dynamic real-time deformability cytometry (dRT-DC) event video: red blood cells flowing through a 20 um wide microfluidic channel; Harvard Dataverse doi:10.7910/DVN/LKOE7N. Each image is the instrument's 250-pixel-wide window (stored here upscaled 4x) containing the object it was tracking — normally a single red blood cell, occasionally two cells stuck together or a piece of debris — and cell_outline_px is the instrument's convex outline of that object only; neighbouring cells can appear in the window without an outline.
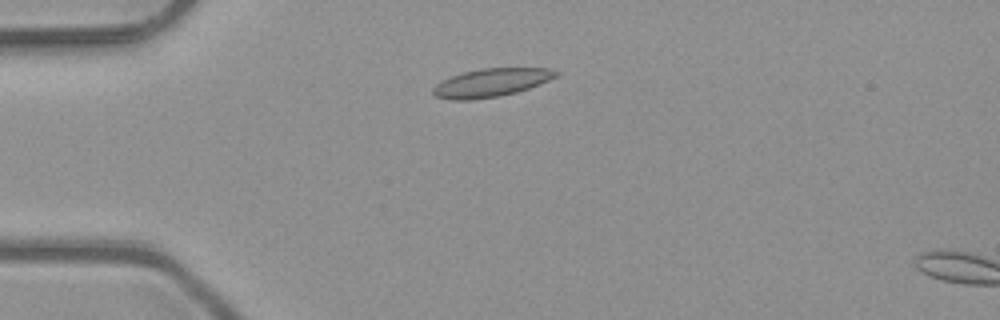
{"species": "common noctule bat (a hibernating species)", "species_latin": "Nyctalus noctula", "temperature_condition": "room temperature", "stored_images_in_passage": 4, "camera_frame_rate_fps": 3000, "um_per_image_px": 0.085, "animal": {"sex": "male", "body_mass_g": 23.1, "forearm_length_mm": 52.7}, "frame": {"image": 1, "passage_image": 3, "time_ms": 0.667, "image_size_px": [1000, 320], "cell_outline_px": [[560, 76], [540, 84], [516, 92], [500, 96], [472, 100], [452, 100], [436, 96], [432, 92], [432, 88], [440, 80], [464, 72], [484, 68], [548, 68], [560, 72]], "centroid_in_image_um": [41.77, 7.02], "position_along_channel_um": 43.2, "area_um2": 20.35}}